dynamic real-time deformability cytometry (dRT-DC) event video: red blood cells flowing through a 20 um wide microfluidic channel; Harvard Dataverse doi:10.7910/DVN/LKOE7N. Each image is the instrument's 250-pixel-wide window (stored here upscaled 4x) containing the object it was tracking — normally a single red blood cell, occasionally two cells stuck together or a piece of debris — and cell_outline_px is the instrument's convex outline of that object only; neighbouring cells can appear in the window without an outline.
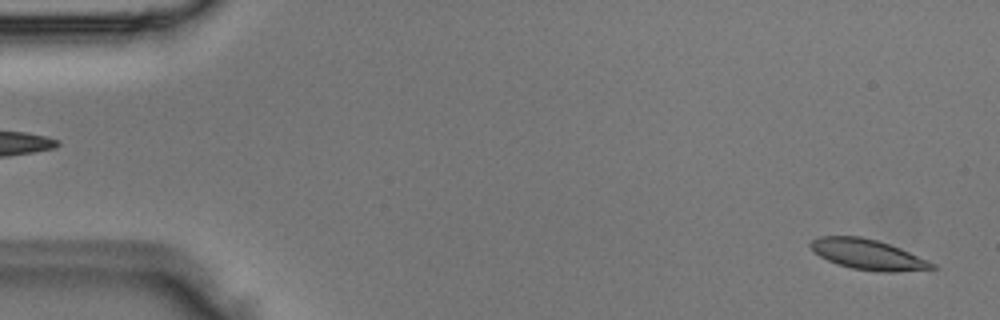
{"species": "Egyptian fruit bat (a non-hibernating species)", "species_latin": "Rousettus aegyptiacus", "temperature_condition": "room temperature", "stored_images_in_passage": 4, "camera_frame_rate_fps": 3000, "um_per_image_px": 0.085, "animal": {"sex": "male"}, "frame": {"image": 1, "passage_image": 1, "time_ms": 0.0, "image_size_px": [1000, 320], "cell_outline_px": [[936, 268], [896, 272], [880, 272], [852, 268], [836, 264], [820, 256], [808, 244], [812, 240], [820, 236], [860, 236], [876, 240], [900, 248], [936, 264]], "centroid_in_image_um": [73.76, 21.63], "position_along_channel_um": 11.2, "area_um2": 21.21}}
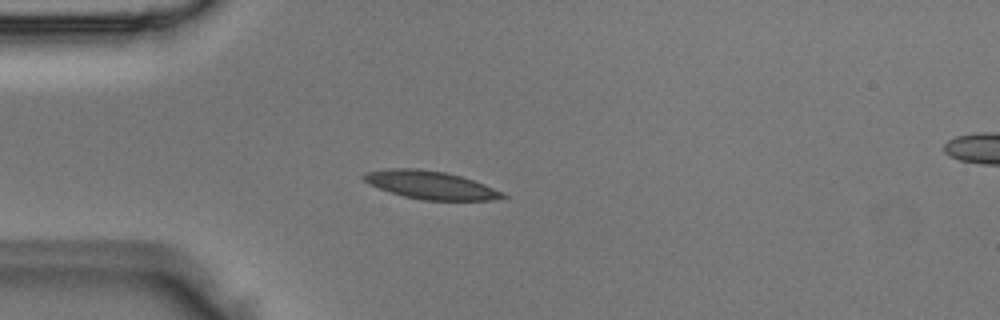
{"frame": {"image": 2, "passage_image": 3, "time_ms": 0.667, "image_size_px": [1000, 320], "cell_outline_px": [[508, 196], [492, 200], [420, 200], [404, 196], [368, 184], [360, 176], [364, 172], [384, 168], [420, 168], [444, 172], [460, 176], [484, 184], [504, 192]], "centroid_in_image_um": [36.56, 15.71], "position_along_channel_um": 48.4, "area_um2": 22.77}}